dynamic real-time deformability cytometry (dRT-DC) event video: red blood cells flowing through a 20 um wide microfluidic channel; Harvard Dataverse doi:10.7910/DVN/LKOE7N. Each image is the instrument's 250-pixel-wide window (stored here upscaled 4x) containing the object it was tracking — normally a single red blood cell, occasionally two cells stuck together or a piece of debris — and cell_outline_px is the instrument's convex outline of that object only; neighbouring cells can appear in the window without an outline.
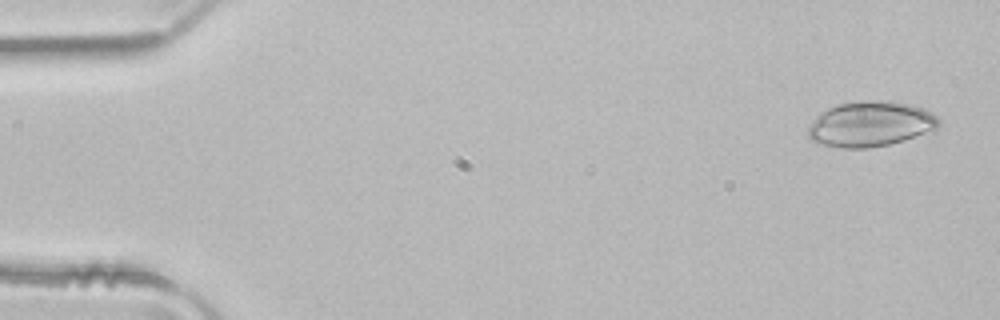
{"species": "common noctule bat (a hibernating species)", "species_latin": "Nyctalus noctula", "temperature_condition": "room temperature", "stored_images_in_passage": 4, "camera_frame_rate_fps": 3000, "um_per_image_px": 0.085, "animal": {"sex": "male", "body_mass_g": 21.5, "forearm_length_mm": 52.0}, "frame": {"image": 1, "passage_image": 1, "time_ms": 0.0, "image_size_px": [1000, 320], "cell_outline_px": [[940, 124], [936, 128], [904, 140], [888, 144], [868, 148], [840, 148], [820, 144], [808, 140], [808, 128], [812, 120], [820, 112], [836, 104], [860, 100], [892, 100], [912, 104], [924, 108], [932, 112], [940, 120]], "centroid_in_image_um": [73.95, 10.52], "position_along_channel_um": 11.0, "area_um2": 34.91}}